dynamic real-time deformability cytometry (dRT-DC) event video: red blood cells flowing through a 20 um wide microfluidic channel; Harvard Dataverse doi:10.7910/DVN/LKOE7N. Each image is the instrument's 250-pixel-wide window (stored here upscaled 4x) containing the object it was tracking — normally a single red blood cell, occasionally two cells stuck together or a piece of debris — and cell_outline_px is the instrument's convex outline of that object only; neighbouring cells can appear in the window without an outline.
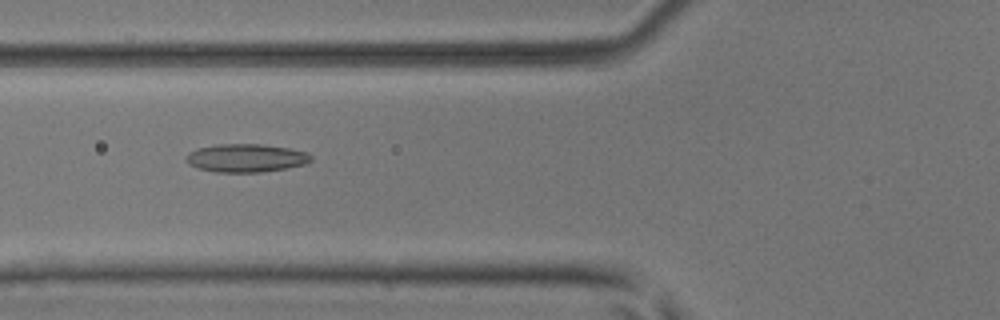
{"species": "common noctule bat (a hibernating species)", "species_latin": "Nyctalus noctula", "temperature_condition": "room temperature", "stored_images_in_passage": 7, "camera_frame_rate_fps": 3000, "um_per_image_px": 0.085, "animal": {"sex": "male", "body_mass_g": 17.9, "forearm_length_mm": 54.2}, "frame": {"image": 1, "passage_image": 6, "time_ms": 1.667, "image_size_px": [1000, 320], "cell_outline_px": [[312, 160], [304, 164], [284, 168], [260, 172], [216, 172], [196, 168], [188, 164], [184, 160], [184, 156], [188, 152], [196, 148], [216, 144], [260, 144], [288, 148], [308, 152], [312, 156]], "centroid_in_image_um": [20.84, 13.42], "position_along_channel_um": 105.0, "area_um2": 20.69}}
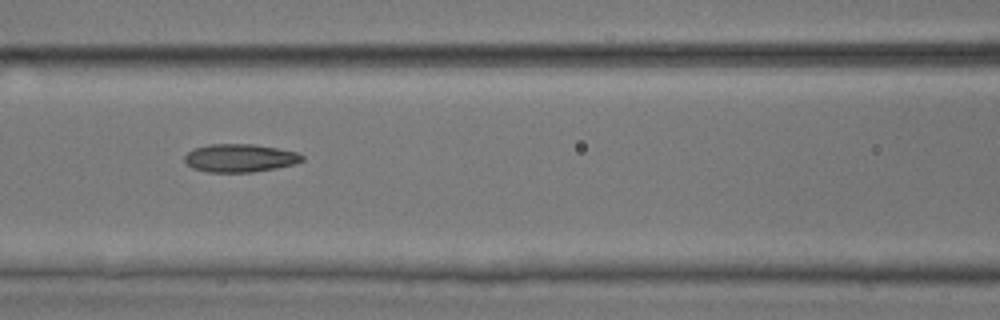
{"frame": {"image": 2, "passage_image": 7, "time_ms": 2.0, "image_size_px": [1000, 320], "cell_outline_px": [[304, 160], [296, 164], [276, 168], [252, 172], [208, 172], [192, 168], [184, 160], [184, 156], [192, 148], [208, 144], [252, 144], [276, 148], [296, 152], [304, 156]], "centroid_in_image_um": [20.38, 13.43], "position_along_channel_um": 146.2, "area_um2": 19.31}}